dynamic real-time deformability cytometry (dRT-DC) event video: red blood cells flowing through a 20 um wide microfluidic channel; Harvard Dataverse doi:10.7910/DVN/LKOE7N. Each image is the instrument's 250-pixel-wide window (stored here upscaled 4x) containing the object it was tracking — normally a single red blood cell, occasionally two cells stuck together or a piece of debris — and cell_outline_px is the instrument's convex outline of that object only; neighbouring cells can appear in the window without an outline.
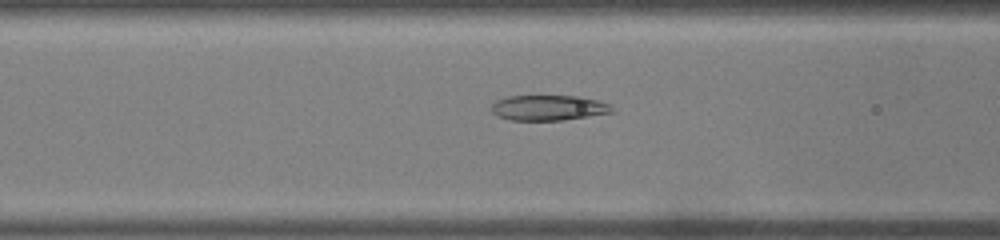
{"species": "common noctule bat (a hibernating species)", "species_latin": "Nyctalus noctula", "temperature_condition": "warm", "stored_images_in_passage": 37, "camera_frame_rate_fps": 3000, "um_per_image_px": 0.085, "animal": {"sex": "male", "body_mass_g": 19.0, "forearm_length_mm": 50.8}, "frame": {"image": 1, "passage_image": 14, "time_ms": 4.333, "image_size_px": [1000, 240], "cell_outline_px": [[616, 112], [564, 120], [508, 120], [496, 116], [492, 112], [492, 104], [496, 100], [508, 96], [580, 96], [612, 104]], "centroid_in_image_um": [46.66, 9.16], "position_along_channel_um": 119.9, "area_um2": 18.03}}
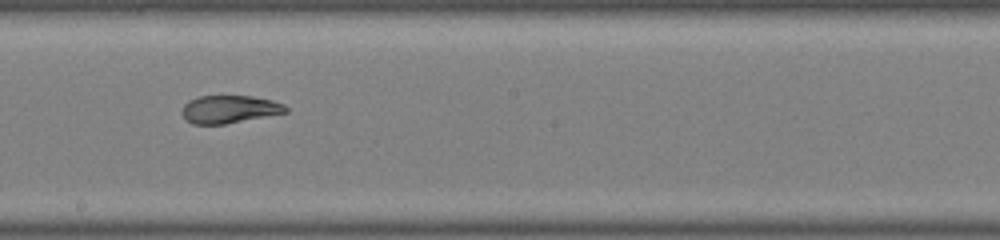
{"frame": {"image": 2, "passage_image": 22, "time_ms": 7.0, "image_size_px": [1000, 240], "cell_outline_px": [[288, 112], [224, 124], [192, 124], [184, 120], [180, 112], [184, 104], [188, 100], [200, 96], [252, 96], [272, 100], [284, 104], [288, 108]], "centroid_in_image_um": [19.46, 9.29], "position_along_channel_um": 228.7, "area_um2": 16.94}}
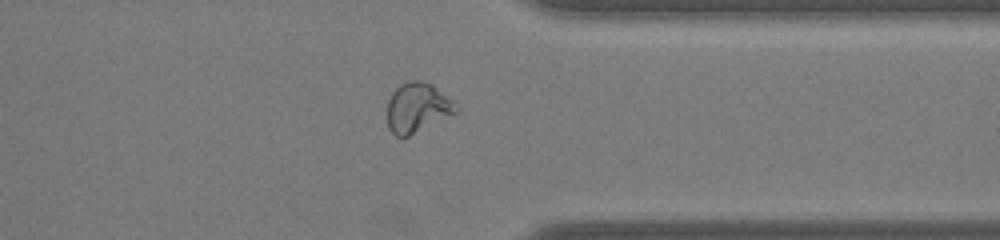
{"frame": {"image": 3, "passage_image": 33, "time_ms": 10.667, "image_size_px": [1000, 240], "cell_outline_px": [[456, 112], [408, 136], [396, 136], [388, 128], [388, 100], [392, 92], [400, 84], [408, 80], [424, 80], [432, 84], [452, 100]], "centroid_in_image_um": [35.43, 9.11], "position_along_channel_um": 376.0, "area_um2": 19.48}}